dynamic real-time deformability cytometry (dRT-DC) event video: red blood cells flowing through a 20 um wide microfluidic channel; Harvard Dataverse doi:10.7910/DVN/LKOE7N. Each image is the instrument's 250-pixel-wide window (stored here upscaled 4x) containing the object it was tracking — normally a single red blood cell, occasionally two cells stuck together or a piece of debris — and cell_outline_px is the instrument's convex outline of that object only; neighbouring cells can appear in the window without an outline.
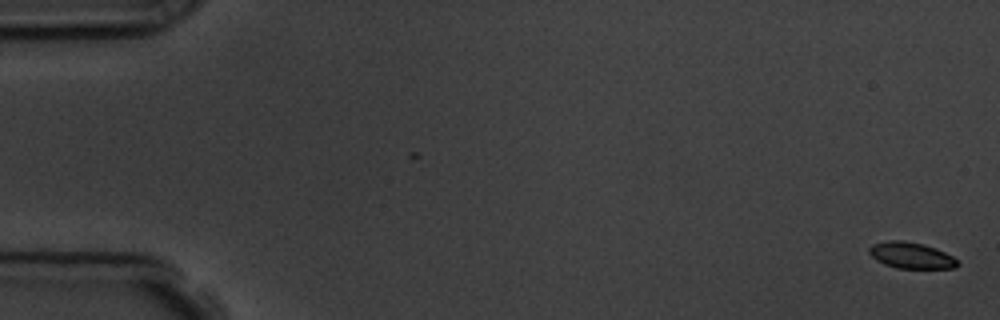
{"species": "common noctule bat (a hibernating species)", "species_latin": "Nyctalus noctula", "temperature_condition": "room temperature", "stored_images_in_passage": 11, "camera_frame_rate_fps": 3000, "um_per_image_px": 0.085, "animal": {"sex": "male", "body_mass_g": 19.5, "forearm_length_mm": 54.6}, "frame": {"image": 1, "passage_image": 1, "time_ms": 0.0, "image_size_px": [1000, 320], "cell_outline_px": [[960, 264], [956, 268], [896, 268], [884, 264], [876, 260], [868, 252], [868, 248], [872, 244], [888, 240], [904, 240], [936, 248], [952, 256]], "centroid_in_image_um": [77.42, 21.71], "position_along_channel_um": 7.6, "area_um2": 13.47}}
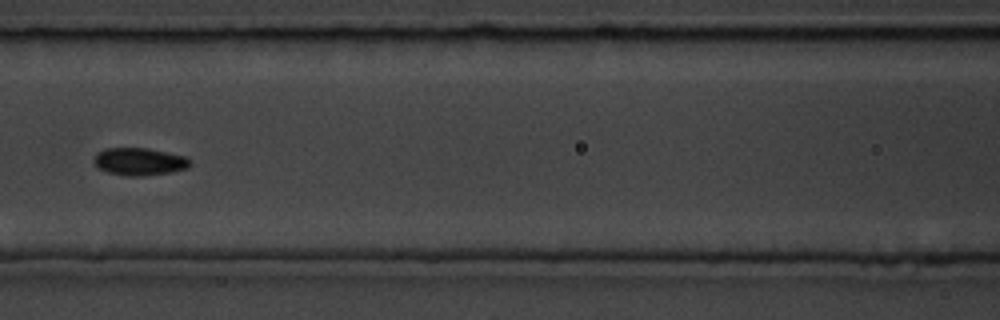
{"frame": {"image": 2, "passage_image": 8, "time_ms": 8.0, "image_size_px": [1000, 320], "cell_outline_px": [[192, 164], [188, 168], [172, 172], [144, 176], [128, 176], [108, 172], [100, 168], [92, 160], [96, 152], [104, 148], [148, 148], [184, 156]], "centroid_in_image_um": [11.83, 13.73], "position_along_channel_um": 154.8, "area_um2": 15.43}}
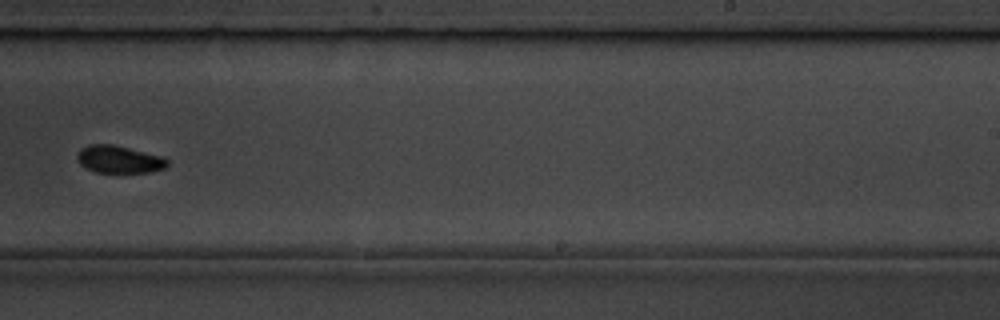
{"frame": {"image": 3, "passage_image": 11, "time_ms": 11.333, "image_size_px": [1000, 320], "cell_outline_px": [[168, 164], [164, 168], [152, 172], [96, 172], [80, 164], [76, 156], [80, 148], [88, 144], [112, 144], [164, 156], [168, 160]], "centroid_in_image_um": [10.13, 13.53], "position_along_channel_um": 278.9, "area_um2": 14.45}}